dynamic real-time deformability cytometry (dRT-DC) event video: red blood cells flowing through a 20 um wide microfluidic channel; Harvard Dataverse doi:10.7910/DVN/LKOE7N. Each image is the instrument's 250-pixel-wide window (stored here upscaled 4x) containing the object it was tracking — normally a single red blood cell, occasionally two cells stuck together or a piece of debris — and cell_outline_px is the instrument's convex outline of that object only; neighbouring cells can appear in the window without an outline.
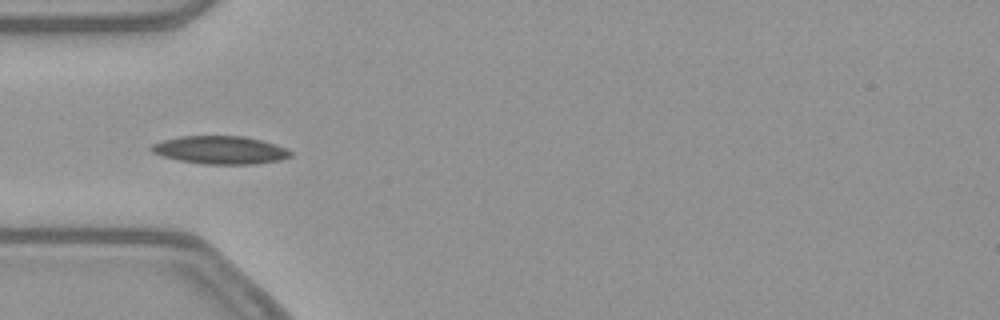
{"species": "common noctule bat (a hibernating species)", "species_latin": "Nyctalus noctula", "temperature_condition": "warm", "stored_images_in_passage": 52, "camera_frame_rate_fps": 3000, "um_per_image_px": 0.085, "animal": {"sex": "female", "body_mass_g": 21.9}, "frame": {"image": 1, "passage_image": 16, "time_ms": 5.0, "image_size_px": [1000, 320], "cell_outline_px": [[292, 156], [280, 160], [256, 164], [204, 164], [180, 160], [164, 156], [152, 152], [148, 148], [152, 144], [164, 140], [180, 136], [244, 136], [260, 140], [284, 148], [292, 152]], "centroid_in_image_um": [18.7, 12.75], "position_along_channel_um": 66.3, "area_um2": 22.48}}
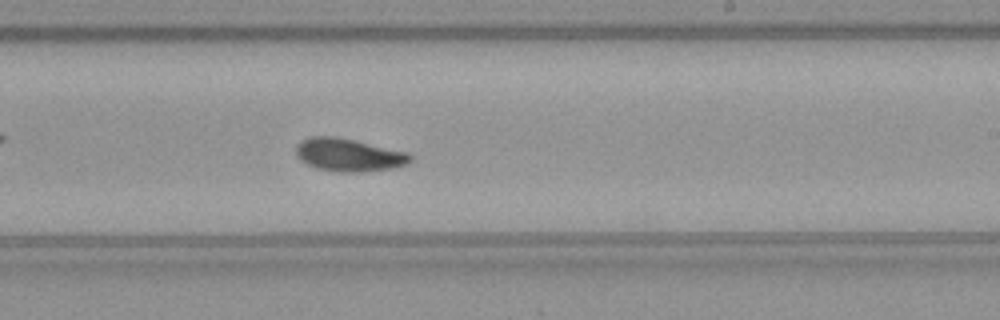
{"frame": {"image": 2, "passage_image": 31, "time_ms": 10.0, "image_size_px": [1000, 320], "cell_outline_px": [[412, 160], [408, 164], [396, 168], [360, 172], [336, 172], [316, 168], [300, 160], [296, 156], [296, 144], [300, 140], [308, 136], [336, 136], [408, 152], [412, 156]], "centroid_in_image_um": [29.63, 13.17], "position_along_channel_um": 259.4, "area_um2": 22.25}}
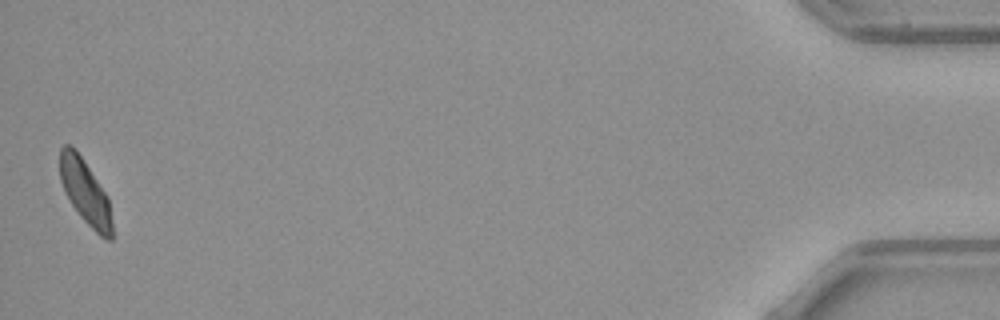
{"frame": {"image": 3, "passage_image": 52, "time_ms": 17.0, "image_size_px": [1000, 320], "cell_outline_px": [[112, 240], [108, 240], [100, 236], [80, 216], [64, 192], [60, 180], [60, 148], [64, 144], [72, 144], [76, 148], [108, 196], [112, 224]], "centroid_in_image_um": [7.23, 16.28], "position_along_channel_um": 428.0, "area_um2": 19.71}, "authors_computed_cell_mechanics": {"area_um2": 20.8369, "velocity_mm_per_s": 3.84, "shape_relaxation_time_tau1_ms": 3.3646, "shape_relaxation_time_tau2_ms": 9.1392, "deformation_change_tau1": 0.1387, "deformation_change_tau2": 0.1605}}